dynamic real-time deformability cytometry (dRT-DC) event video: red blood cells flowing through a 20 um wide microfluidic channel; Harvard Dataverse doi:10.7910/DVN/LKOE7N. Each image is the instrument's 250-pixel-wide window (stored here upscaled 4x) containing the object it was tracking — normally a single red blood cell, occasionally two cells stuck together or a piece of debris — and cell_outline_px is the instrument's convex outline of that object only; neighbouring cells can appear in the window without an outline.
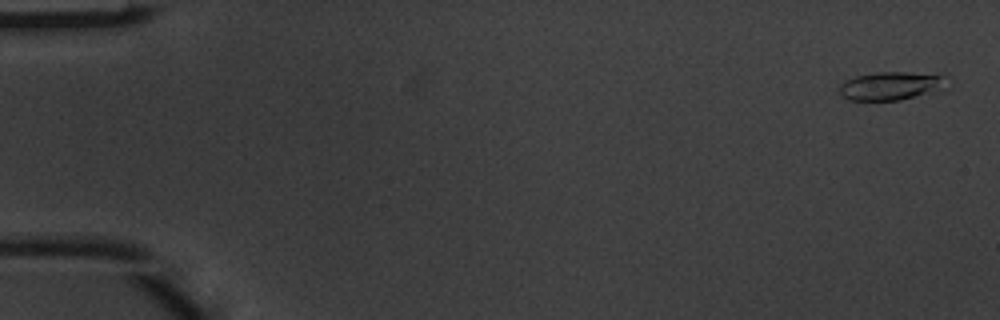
{"species": "common noctule bat (a hibernating species)", "species_latin": "Nyctalus noctula", "temperature_condition": "warm", "stored_images_in_passage": 3, "camera_frame_rate_fps": 3000, "um_per_image_px": 0.085, "animal": {"sex": "male", "body_mass_g": 20.1, "forearm_length_mm": 53.5}, "frame": {"image": 1, "passage_image": 1, "time_ms": 0.0, "image_size_px": [1000, 320], "cell_outline_px": [[940, 76], [924, 92], [900, 100], [848, 100], [840, 92], [840, 84], [844, 80], [856, 76], [880, 72], [908, 72]], "centroid_in_image_um": [75.32, 7.3], "position_along_channel_um": 9.7, "area_um2": 15.84}}